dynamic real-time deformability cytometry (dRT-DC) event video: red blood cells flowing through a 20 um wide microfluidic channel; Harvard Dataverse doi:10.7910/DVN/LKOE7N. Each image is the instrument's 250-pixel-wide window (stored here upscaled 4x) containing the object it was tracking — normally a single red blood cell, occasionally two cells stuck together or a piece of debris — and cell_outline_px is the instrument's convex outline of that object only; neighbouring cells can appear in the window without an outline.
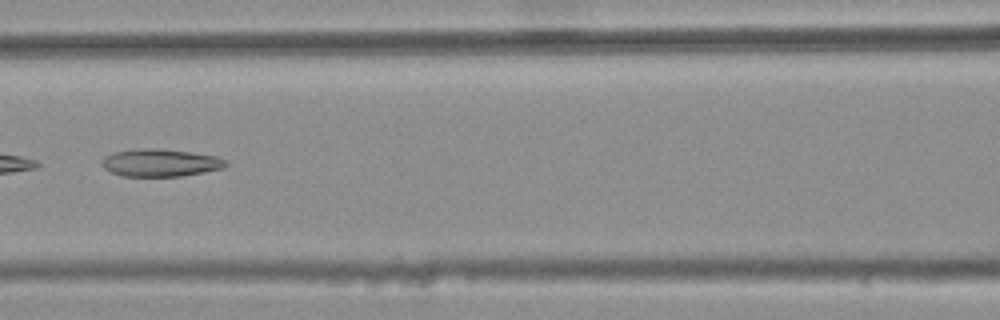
{"species": "common noctule bat (a hibernating species)", "species_latin": "Nyctalus noctula", "temperature_condition": "warm", "stored_images_in_passage": 42, "camera_frame_rate_fps": 3000, "um_per_image_px": 0.085, "animal": {"sex": "female", "body_mass_g": 25.1}, "frame": {"image": 1, "passage_image": 19, "time_ms": 6.0, "image_size_px": [1000, 320], "cell_outline_px": [[228, 164], [220, 168], [204, 172], [180, 176], [124, 176], [112, 172], [104, 168], [104, 156], [112, 152], [144, 148], [156, 148], [192, 152], [216, 156], [228, 160]], "centroid_in_image_um": [13.66, 13.82], "position_along_channel_um": 152.9, "area_um2": 19.71}, "authors_computed_cell_mechanics": {"area_um2": 20.1722, "velocity_mm_per_s": 3.744, "shape_relaxation_time_tau1_ms": null, "shape_relaxation_time_tau2_ms": 4.8429, "deformation_change_tau1": null, "deformation_change_tau2": 0.1618}}